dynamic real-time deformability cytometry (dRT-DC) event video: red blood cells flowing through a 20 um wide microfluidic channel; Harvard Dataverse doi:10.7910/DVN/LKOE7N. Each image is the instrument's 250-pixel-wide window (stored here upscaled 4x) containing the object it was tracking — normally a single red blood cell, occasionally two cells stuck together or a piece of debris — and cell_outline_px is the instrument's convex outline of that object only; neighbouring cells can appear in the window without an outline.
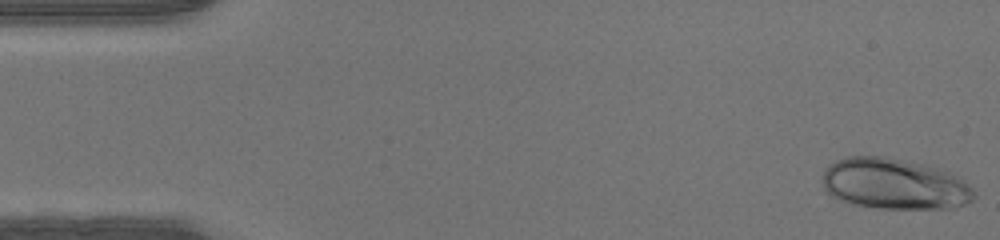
{"species": "human", "species_latin": "Homo sapiens", "temperature_condition": "warm", "stored_images_in_passage": 47, "camera_frame_rate_fps": 3000, "um_per_image_px": 0.085, "donor": {"sex": "male"}, "frame": {"image": 1, "passage_image": 1, "time_ms": 0.0, "image_size_px": [1000, 240], "cell_outline_px": [[976, 196], [972, 200], [956, 208], [880, 208], [856, 204], [840, 200], [832, 196], [824, 188], [820, 180], [824, 168], [828, 164], [836, 160], [848, 156], [884, 156], [920, 164], [936, 168], [948, 172], [956, 176], [968, 184], [972, 188]], "centroid_in_image_um": [75.97, 15.63], "position_along_channel_um": 9.0, "area_um2": 44.85}}
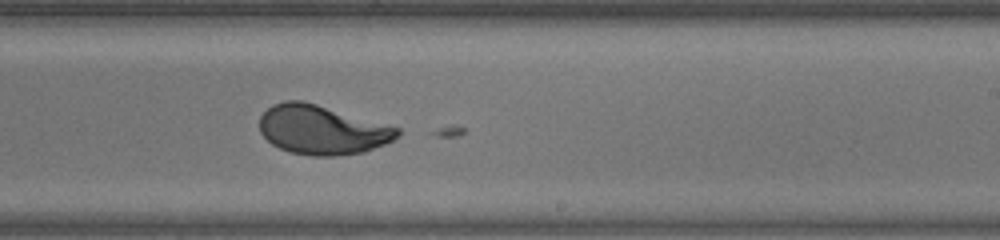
{"frame": {"image": 2, "passage_image": 28, "time_ms": 9.0, "image_size_px": [1000, 240], "cell_outline_px": [[400, 136], [384, 144], [364, 152], [336, 156], [312, 156], [292, 152], [280, 148], [272, 144], [260, 132], [260, 116], [272, 104], [284, 100], [304, 100], [388, 124], [400, 128]], "centroid_in_image_um": [27.38, 11.02], "position_along_channel_um": 261.6, "area_um2": 39.71}}
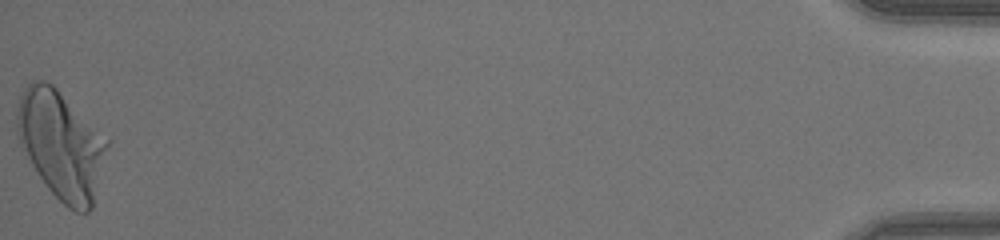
{"frame": {"image": 3, "passage_image": 47, "time_ms": 15.333, "image_size_px": [1000, 240], "cell_outline_px": [[112, 140], [92, 208], [88, 212], [76, 212], [68, 208], [48, 188], [36, 172], [20, 144], [16, 128], [16, 112], [20, 96], [24, 88], [32, 80], [44, 80], [52, 84]], "centroid_in_image_um": [5.24, 12.29], "position_along_channel_um": 430.0, "area_um2": 57.4}}